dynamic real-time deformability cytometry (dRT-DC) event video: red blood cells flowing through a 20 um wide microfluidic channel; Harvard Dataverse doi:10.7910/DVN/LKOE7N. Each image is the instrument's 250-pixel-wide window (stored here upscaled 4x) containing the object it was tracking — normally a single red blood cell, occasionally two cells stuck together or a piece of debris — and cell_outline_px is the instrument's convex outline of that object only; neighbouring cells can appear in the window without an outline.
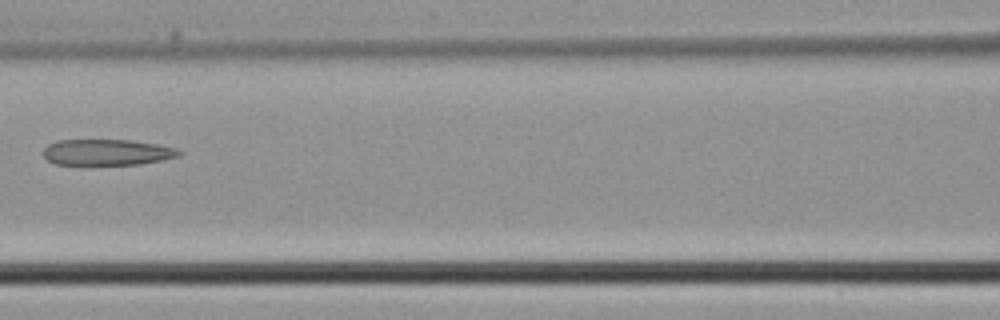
{"species": "common noctule bat (a hibernating species)", "species_latin": "Nyctalus noctula", "temperature_condition": "cold", "stored_images_in_passage": 4, "camera_frame_rate_fps": 3000, "um_per_image_px": 0.085, "animal": {"sex": "male", "body_mass_g": 21.5, "forearm_length_mm": 52.0}, "frame": {"image": 1, "passage_image": 4, "time_ms": 1.0, "image_size_px": [1000, 320], "cell_outline_px": [[184, 152], [180, 156], [140, 164], [56, 164], [48, 160], [44, 156], [44, 148], [48, 144], [56, 140], [132, 140], [156, 144], [176, 148]], "centroid_in_image_um": [9.12, 12.93], "position_along_channel_um": 157.5, "area_um2": 20.46}}